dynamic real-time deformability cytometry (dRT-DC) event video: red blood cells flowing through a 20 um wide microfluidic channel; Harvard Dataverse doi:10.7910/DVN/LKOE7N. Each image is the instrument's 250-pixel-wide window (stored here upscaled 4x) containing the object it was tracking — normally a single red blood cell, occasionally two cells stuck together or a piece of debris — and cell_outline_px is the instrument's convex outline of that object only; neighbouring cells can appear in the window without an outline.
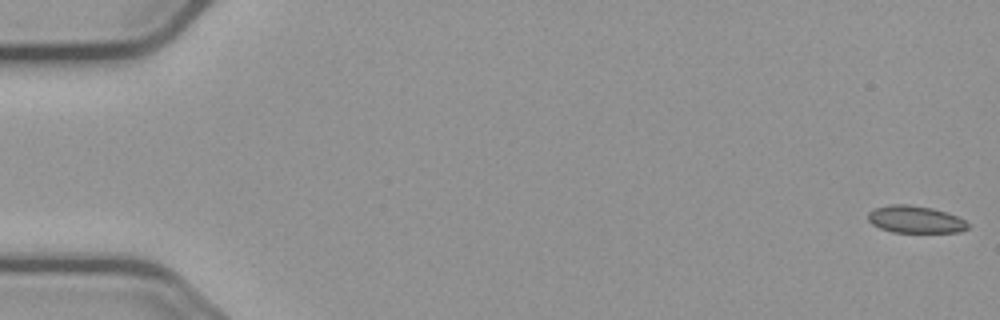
{"species": "common noctule bat (a hibernating species)", "species_latin": "Nyctalus noctula", "temperature_condition": "cold", "stored_images_in_passage": 14, "camera_frame_rate_fps": 3000, "um_per_image_px": 0.085, "animal": {"sex": "male", "body_mass_g": 23.1, "forearm_length_mm": 52.7}, "frame": {"image": 1, "passage_image": 1, "time_ms": 0.0, "image_size_px": [1000, 320], "cell_outline_px": [[968, 228], [960, 232], [892, 232], [880, 228], [872, 224], [868, 220], [868, 212], [876, 208], [888, 204], [908, 204], [932, 208], [948, 212], [964, 220], [968, 224]], "centroid_in_image_um": [77.79, 18.64], "position_along_channel_um": 7.2, "area_um2": 15.84}}